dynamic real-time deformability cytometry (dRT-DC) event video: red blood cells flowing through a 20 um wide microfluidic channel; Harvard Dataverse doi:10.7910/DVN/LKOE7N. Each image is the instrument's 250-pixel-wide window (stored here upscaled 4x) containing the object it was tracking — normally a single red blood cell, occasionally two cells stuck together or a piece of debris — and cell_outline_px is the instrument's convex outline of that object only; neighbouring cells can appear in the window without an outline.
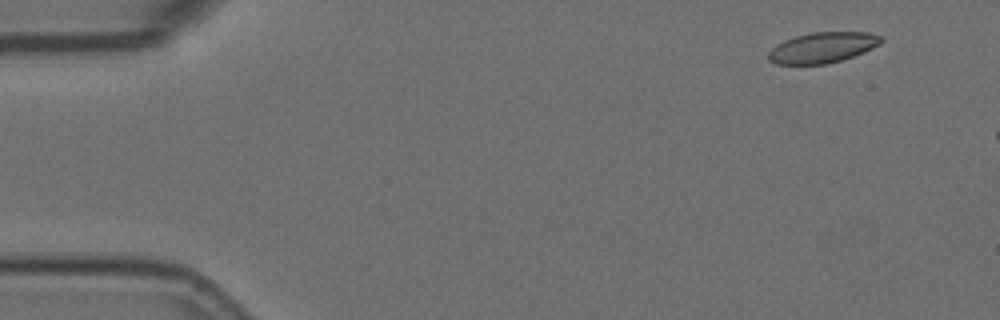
{"species": "Egyptian fruit bat (a non-hibernating species)", "species_latin": "Rousettus aegyptiacus", "temperature_condition": "room temperature", "stored_images_in_passage": 3, "camera_frame_rate_fps": 3000, "um_per_image_px": 0.085, "animal": {"sex": "female"}, "frame": {"image": 1, "passage_image": 2, "time_ms": 0.333, "image_size_px": [1000, 320], "cell_outline_px": [[884, 40], [880, 44], [864, 52], [840, 60], [824, 64], [776, 64], [768, 60], [768, 52], [776, 44], [784, 40], [796, 36], [812, 32], [868, 32], [884, 36]], "centroid_in_image_um": [69.93, 4.03], "position_along_channel_um": 15.1, "area_um2": 20.11}}